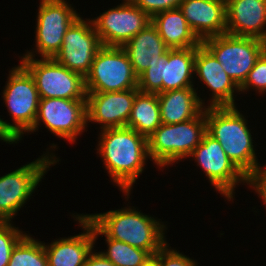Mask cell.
Wrapping results in <instances>:
<instances>
[{
  "label": "cell",
  "instance_id": "d6a6232c",
  "mask_svg": "<svg viewBox=\"0 0 266 266\" xmlns=\"http://www.w3.org/2000/svg\"><path fill=\"white\" fill-rule=\"evenodd\" d=\"M84 266H115L101 252L91 251L86 258Z\"/></svg>",
  "mask_w": 266,
  "mask_h": 266
},
{
  "label": "cell",
  "instance_id": "30bf717a",
  "mask_svg": "<svg viewBox=\"0 0 266 266\" xmlns=\"http://www.w3.org/2000/svg\"><path fill=\"white\" fill-rule=\"evenodd\" d=\"M40 121L53 134L75 142L77 135H81L88 122L87 100L40 99L34 126L29 132L36 131Z\"/></svg>",
  "mask_w": 266,
  "mask_h": 266
},
{
  "label": "cell",
  "instance_id": "4fadbf2b",
  "mask_svg": "<svg viewBox=\"0 0 266 266\" xmlns=\"http://www.w3.org/2000/svg\"><path fill=\"white\" fill-rule=\"evenodd\" d=\"M88 21L79 16L71 24L63 37L61 49L53 58L84 78L90 71L97 51L102 47L92 20Z\"/></svg>",
  "mask_w": 266,
  "mask_h": 266
},
{
  "label": "cell",
  "instance_id": "5bb4252c",
  "mask_svg": "<svg viewBox=\"0 0 266 266\" xmlns=\"http://www.w3.org/2000/svg\"><path fill=\"white\" fill-rule=\"evenodd\" d=\"M37 16L36 49L42 58H54L63 37L79 17L65 0H41Z\"/></svg>",
  "mask_w": 266,
  "mask_h": 266
},
{
  "label": "cell",
  "instance_id": "484cf974",
  "mask_svg": "<svg viewBox=\"0 0 266 266\" xmlns=\"http://www.w3.org/2000/svg\"><path fill=\"white\" fill-rule=\"evenodd\" d=\"M108 249L101 253L109 259L115 266H141L152 255L146 251L133 247L125 242L108 238L106 235Z\"/></svg>",
  "mask_w": 266,
  "mask_h": 266
},
{
  "label": "cell",
  "instance_id": "d4e9b609",
  "mask_svg": "<svg viewBox=\"0 0 266 266\" xmlns=\"http://www.w3.org/2000/svg\"><path fill=\"white\" fill-rule=\"evenodd\" d=\"M8 266H48L44 244L26 234L13 248Z\"/></svg>",
  "mask_w": 266,
  "mask_h": 266
},
{
  "label": "cell",
  "instance_id": "52a82bcc",
  "mask_svg": "<svg viewBox=\"0 0 266 266\" xmlns=\"http://www.w3.org/2000/svg\"><path fill=\"white\" fill-rule=\"evenodd\" d=\"M137 85L138 76L122 47L102 46L85 76L86 93L137 89Z\"/></svg>",
  "mask_w": 266,
  "mask_h": 266
},
{
  "label": "cell",
  "instance_id": "1f68e13d",
  "mask_svg": "<svg viewBox=\"0 0 266 266\" xmlns=\"http://www.w3.org/2000/svg\"><path fill=\"white\" fill-rule=\"evenodd\" d=\"M250 186L262 197L264 204L266 205V168H259L256 175L250 180Z\"/></svg>",
  "mask_w": 266,
  "mask_h": 266
},
{
  "label": "cell",
  "instance_id": "2e32d148",
  "mask_svg": "<svg viewBox=\"0 0 266 266\" xmlns=\"http://www.w3.org/2000/svg\"><path fill=\"white\" fill-rule=\"evenodd\" d=\"M179 9L200 41L226 33L225 0H183Z\"/></svg>",
  "mask_w": 266,
  "mask_h": 266
},
{
  "label": "cell",
  "instance_id": "7c38bea8",
  "mask_svg": "<svg viewBox=\"0 0 266 266\" xmlns=\"http://www.w3.org/2000/svg\"><path fill=\"white\" fill-rule=\"evenodd\" d=\"M198 166L202 168L211 184L223 196L233 199V191L241 181L250 184V180L227 157L221 144L206 133L202 141L192 151Z\"/></svg>",
  "mask_w": 266,
  "mask_h": 266
},
{
  "label": "cell",
  "instance_id": "8992f818",
  "mask_svg": "<svg viewBox=\"0 0 266 266\" xmlns=\"http://www.w3.org/2000/svg\"><path fill=\"white\" fill-rule=\"evenodd\" d=\"M221 64L226 74L240 87L257 59L266 50V42L244 36L221 34L201 41Z\"/></svg>",
  "mask_w": 266,
  "mask_h": 266
},
{
  "label": "cell",
  "instance_id": "836d02e7",
  "mask_svg": "<svg viewBox=\"0 0 266 266\" xmlns=\"http://www.w3.org/2000/svg\"><path fill=\"white\" fill-rule=\"evenodd\" d=\"M0 139L6 143H17L19 138L11 130V124L0 118Z\"/></svg>",
  "mask_w": 266,
  "mask_h": 266
},
{
  "label": "cell",
  "instance_id": "d6986e66",
  "mask_svg": "<svg viewBox=\"0 0 266 266\" xmlns=\"http://www.w3.org/2000/svg\"><path fill=\"white\" fill-rule=\"evenodd\" d=\"M75 217L85 230L84 233L69 238H61L49 245L44 244L48 266H84L89 253L93 250L95 237L92 221L86 215Z\"/></svg>",
  "mask_w": 266,
  "mask_h": 266
},
{
  "label": "cell",
  "instance_id": "e0dca14e",
  "mask_svg": "<svg viewBox=\"0 0 266 266\" xmlns=\"http://www.w3.org/2000/svg\"><path fill=\"white\" fill-rule=\"evenodd\" d=\"M194 73L213 92L209 107L235 106L234 90L240 92V87L202 44L196 47Z\"/></svg>",
  "mask_w": 266,
  "mask_h": 266
},
{
  "label": "cell",
  "instance_id": "277c9868",
  "mask_svg": "<svg viewBox=\"0 0 266 266\" xmlns=\"http://www.w3.org/2000/svg\"><path fill=\"white\" fill-rule=\"evenodd\" d=\"M206 133L205 108L188 121L161 124L148 138L149 157L161 168L168 166L189 157Z\"/></svg>",
  "mask_w": 266,
  "mask_h": 266
},
{
  "label": "cell",
  "instance_id": "f546056e",
  "mask_svg": "<svg viewBox=\"0 0 266 266\" xmlns=\"http://www.w3.org/2000/svg\"><path fill=\"white\" fill-rule=\"evenodd\" d=\"M167 243L154 255L159 266H196V262L173 249Z\"/></svg>",
  "mask_w": 266,
  "mask_h": 266
},
{
  "label": "cell",
  "instance_id": "6da1fadb",
  "mask_svg": "<svg viewBox=\"0 0 266 266\" xmlns=\"http://www.w3.org/2000/svg\"><path fill=\"white\" fill-rule=\"evenodd\" d=\"M98 152L113 182L129 195L133 183L150 159L148 138L128 127L101 130Z\"/></svg>",
  "mask_w": 266,
  "mask_h": 266
},
{
  "label": "cell",
  "instance_id": "f1b7e54d",
  "mask_svg": "<svg viewBox=\"0 0 266 266\" xmlns=\"http://www.w3.org/2000/svg\"><path fill=\"white\" fill-rule=\"evenodd\" d=\"M250 87L255 88L261 94L266 92V50L248 73L245 82L240 86V91H246Z\"/></svg>",
  "mask_w": 266,
  "mask_h": 266
},
{
  "label": "cell",
  "instance_id": "9a60e30c",
  "mask_svg": "<svg viewBox=\"0 0 266 266\" xmlns=\"http://www.w3.org/2000/svg\"><path fill=\"white\" fill-rule=\"evenodd\" d=\"M136 89L87 93V121L101 123V129L126 127Z\"/></svg>",
  "mask_w": 266,
  "mask_h": 266
},
{
  "label": "cell",
  "instance_id": "4dcf8cb0",
  "mask_svg": "<svg viewBox=\"0 0 266 266\" xmlns=\"http://www.w3.org/2000/svg\"><path fill=\"white\" fill-rule=\"evenodd\" d=\"M151 18L162 11L179 8L183 0H131Z\"/></svg>",
  "mask_w": 266,
  "mask_h": 266
},
{
  "label": "cell",
  "instance_id": "7a4b0ae2",
  "mask_svg": "<svg viewBox=\"0 0 266 266\" xmlns=\"http://www.w3.org/2000/svg\"><path fill=\"white\" fill-rule=\"evenodd\" d=\"M86 216L92 221L95 239L98 235H106L108 238L146 250L152 256L167 243L164 241L165 225L132 207Z\"/></svg>",
  "mask_w": 266,
  "mask_h": 266
},
{
  "label": "cell",
  "instance_id": "ba28073f",
  "mask_svg": "<svg viewBox=\"0 0 266 266\" xmlns=\"http://www.w3.org/2000/svg\"><path fill=\"white\" fill-rule=\"evenodd\" d=\"M49 154L0 177V221L11 222L26 203L49 166L58 162Z\"/></svg>",
  "mask_w": 266,
  "mask_h": 266
},
{
  "label": "cell",
  "instance_id": "4316f807",
  "mask_svg": "<svg viewBox=\"0 0 266 266\" xmlns=\"http://www.w3.org/2000/svg\"><path fill=\"white\" fill-rule=\"evenodd\" d=\"M163 55L138 76L137 89L146 93H162Z\"/></svg>",
  "mask_w": 266,
  "mask_h": 266
},
{
  "label": "cell",
  "instance_id": "44dd1931",
  "mask_svg": "<svg viewBox=\"0 0 266 266\" xmlns=\"http://www.w3.org/2000/svg\"><path fill=\"white\" fill-rule=\"evenodd\" d=\"M122 48L137 76L169 50L152 23L133 36Z\"/></svg>",
  "mask_w": 266,
  "mask_h": 266
},
{
  "label": "cell",
  "instance_id": "e575fe53",
  "mask_svg": "<svg viewBox=\"0 0 266 266\" xmlns=\"http://www.w3.org/2000/svg\"><path fill=\"white\" fill-rule=\"evenodd\" d=\"M141 266H159L157 259L152 256L150 259H148L143 265Z\"/></svg>",
  "mask_w": 266,
  "mask_h": 266
},
{
  "label": "cell",
  "instance_id": "7402d4cb",
  "mask_svg": "<svg viewBox=\"0 0 266 266\" xmlns=\"http://www.w3.org/2000/svg\"><path fill=\"white\" fill-rule=\"evenodd\" d=\"M196 47L169 49L163 54L162 92L193 88Z\"/></svg>",
  "mask_w": 266,
  "mask_h": 266
},
{
  "label": "cell",
  "instance_id": "ffe728a7",
  "mask_svg": "<svg viewBox=\"0 0 266 266\" xmlns=\"http://www.w3.org/2000/svg\"><path fill=\"white\" fill-rule=\"evenodd\" d=\"M162 124H176L196 118L204 106L194 88L169 90L157 94Z\"/></svg>",
  "mask_w": 266,
  "mask_h": 266
},
{
  "label": "cell",
  "instance_id": "cb8c5ba5",
  "mask_svg": "<svg viewBox=\"0 0 266 266\" xmlns=\"http://www.w3.org/2000/svg\"><path fill=\"white\" fill-rule=\"evenodd\" d=\"M161 124L157 94L141 92L136 89V97L126 127L149 138Z\"/></svg>",
  "mask_w": 266,
  "mask_h": 266
},
{
  "label": "cell",
  "instance_id": "8fae6325",
  "mask_svg": "<svg viewBox=\"0 0 266 266\" xmlns=\"http://www.w3.org/2000/svg\"><path fill=\"white\" fill-rule=\"evenodd\" d=\"M92 22L102 46L122 47L152 23V18L131 0H124L122 4L108 9Z\"/></svg>",
  "mask_w": 266,
  "mask_h": 266
},
{
  "label": "cell",
  "instance_id": "9c48e42d",
  "mask_svg": "<svg viewBox=\"0 0 266 266\" xmlns=\"http://www.w3.org/2000/svg\"><path fill=\"white\" fill-rule=\"evenodd\" d=\"M3 98L14 121L11 130L21 140L34 126L40 100L33 77L21 64L10 71Z\"/></svg>",
  "mask_w": 266,
  "mask_h": 266
},
{
  "label": "cell",
  "instance_id": "83f0119b",
  "mask_svg": "<svg viewBox=\"0 0 266 266\" xmlns=\"http://www.w3.org/2000/svg\"><path fill=\"white\" fill-rule=\"evenodd\" d=\"M25 235L10 222L0 221V266H8L13 248Z\"/></svg>",
  "mask_w": 266,
  "mask_h": 266
},
{
  "label": "cell",
  "instance_id": "5b68a950",
  "mask_svg": "<svg viewBox=\"0 0 266 266\" xmlns=\"http://www.w3.org/2000/svg\"><path fill=\"white\" fill-rule=\"evenodd\" d=\"M33 57L32 52H26L20 64L33 77L40 99L86 100L85 78L81 74L70 71L53 58L37 60Z\"/></svg>",
  "mask_w": 266,
  "mask_h": 266
},
{
  "label": "cell",
  "instance_id": "3957f363",
  "mask_svg": "<svg viewBox=\"0 0 266 266\" xmlns=\"http://www.w3.org/2000/svg\"><path fill=\"white\" fill-rule=\"evenodd\" d=\"M205 107L207 133L217 140L227 157L251 180L259 171L247 120L236 106Z\"/></svg>",
  "mask_w": 266,
  "mask_h": 266
},
{
  "label": "cell",
  "instance_id": "ac0fdd59",
  "mask_svg": "<svg viewBox=\"0 0 266 266\" xmlns=\"http://www.w3.org/2000/svg\"><path fill=\"white\" fill-rule=\"evenodd\" d=\"M226 33L254 37L266 42V2L261 0H225Z\"/></svg>",
  "mask_w": 266,
  "mask_h": 266
},
{
  "label": "cell",
  "instance_id": "603a6c76",
  "mask_svg": "<svg viewBox=\"0 0 266 266\" xmlns=\"http://www.w3.org/2000/svg\"><path fill=\"white\" fill-rule=\"evenodd\" d=\"M152 24L169 49H186L201 44L179 8L155 14L152 17Z\"/></svg>",
  "mask_w": 266,
  "mask_h": 266
}]
</instances>
